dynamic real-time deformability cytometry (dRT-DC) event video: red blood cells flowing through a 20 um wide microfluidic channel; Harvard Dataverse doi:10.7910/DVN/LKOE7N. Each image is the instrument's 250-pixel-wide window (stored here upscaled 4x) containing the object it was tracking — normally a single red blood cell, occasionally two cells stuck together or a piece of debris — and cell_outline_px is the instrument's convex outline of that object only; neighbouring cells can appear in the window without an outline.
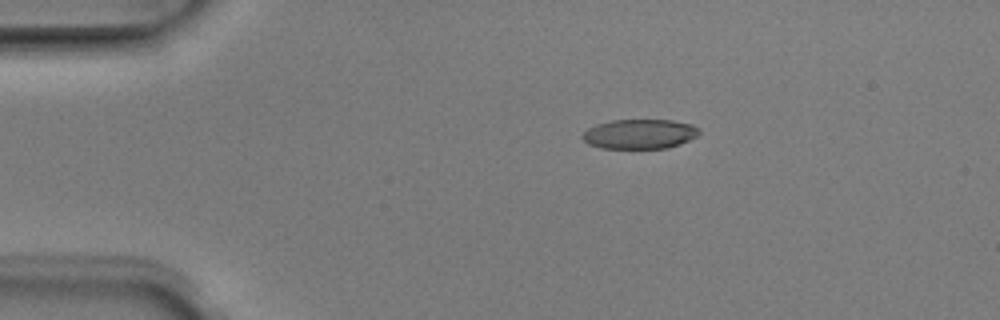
{"species": "Egyptian fruit bat (a non-hibernating species)", "species_latin": "Rousettus aegyptiacus", "temperature_condition": "room temperature", "stored_images_in_passage": 4, "camera_frame_rate_fps": 3000, "um_per_image_px": 0.085, "animal": {"sex": "male"}, "frame": {"image": 1, "passage_image": 3, "time_ms": 0.667, "image_size_px": [1000, 320], "cell_outline_px": [[700, 132], [696, 136], [680, 144], [668, 148], [600, 148], [588, 144], [580, 136], [588, 128], [596, 124], [612, 120], [672, 120], [692, 124], [700, 128]], "centroid_in_image_um": [54.36, 11.39], "position_along_channel_um": 30.6, "area_um2": 20.23}}